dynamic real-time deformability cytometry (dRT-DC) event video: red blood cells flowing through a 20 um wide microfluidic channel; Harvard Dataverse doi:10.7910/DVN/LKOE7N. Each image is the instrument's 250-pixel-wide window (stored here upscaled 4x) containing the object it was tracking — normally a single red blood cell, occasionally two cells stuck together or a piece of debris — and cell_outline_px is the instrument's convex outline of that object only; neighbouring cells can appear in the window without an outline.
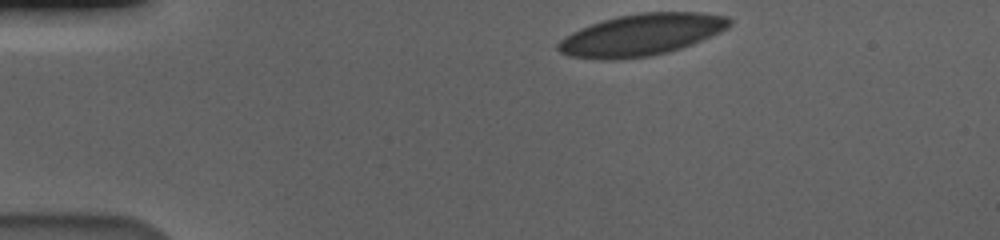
{"species": "human", "species_latin": "Homo sapiens", "temperature_condition": "cold", "stored_images_in_passage": 49, "camera_frame_rate_fps": 3000, "um_per_image_px": 0.085, "donor": {"sex": "male"}, "frame": {"image": 1, "passage_image": 1, "time_ms": 0.0, "image_size_px": [1000, 240], "cell_outline_px": [[732, 24], [728, 28], [720, 32], [692, 44], [668, 52], [652, 56], [612, 60], [604, 60], [568, 56], [560, 52], [556, 48], [556, 44], [564, 36], [580, 28], [616, 16], [644, 12], [700, 12], [728, 16], [732, 20]], "centroid_in_image_um": [54.52, 2.96], "position_along_channel_um": 30.5, "area_um2": 41.85}}
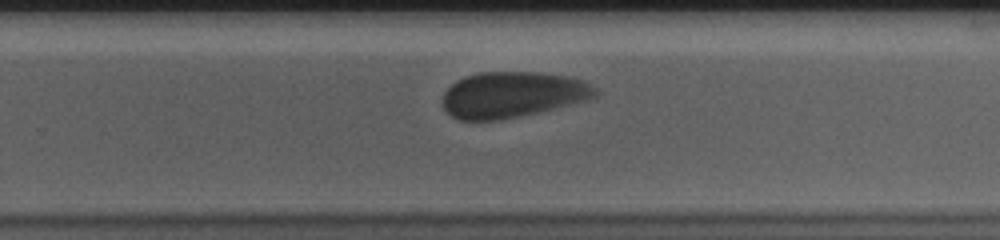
{"frame": {"image": 2, "passage_image": 29, "time_ms": 9.333, "image_size_px": [1000, 240], "cell_outline_px": [[600, 92], [596, 96], [584, 100], [536, 112], [500, 120], [460, 120], [452, 116], [444, 108], [444, 92], [456, 80], [464, 76], [480, 72], [536, 72], [568, 76], [584, 80], [596, 88]], "centroid_in_image_um": [43.55, 8.03], "position_along_channel_um": 286.3, "area_um2": 40.46}}
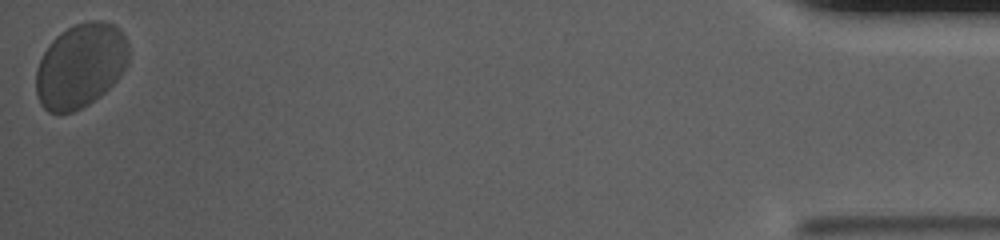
{"frame": {"image": 3, "passage_image": 49, "time_ms": 16.0, "image_size_px": [1000, 240], "cell_outline_px": [[128, 64], [120, 76], [100, 96], [88, 104], [72, 112], [48, 112], [40, 104], [36, 92], [36, 68], [48, 44], [60, 32], [76, 24], [88, 20], [104, 20], [120, 28], [128, 40]], "centroid_in_image_um": [6.85, 5.56], "position_along_channel_um": 428.3, "area_um2": 45.78}, "authors_computed_cell_mechanics": {"area_um2": 41.905, "velocity_mm_per_s": 3.4545, "shape_relaxation_time_tau1_ms": 2.5418, "shape_relaxation_time_tau2_ms": 0.9234, "deformation_change_tau1": 0.0708, "deformation_change_tau2": 0.0458}}